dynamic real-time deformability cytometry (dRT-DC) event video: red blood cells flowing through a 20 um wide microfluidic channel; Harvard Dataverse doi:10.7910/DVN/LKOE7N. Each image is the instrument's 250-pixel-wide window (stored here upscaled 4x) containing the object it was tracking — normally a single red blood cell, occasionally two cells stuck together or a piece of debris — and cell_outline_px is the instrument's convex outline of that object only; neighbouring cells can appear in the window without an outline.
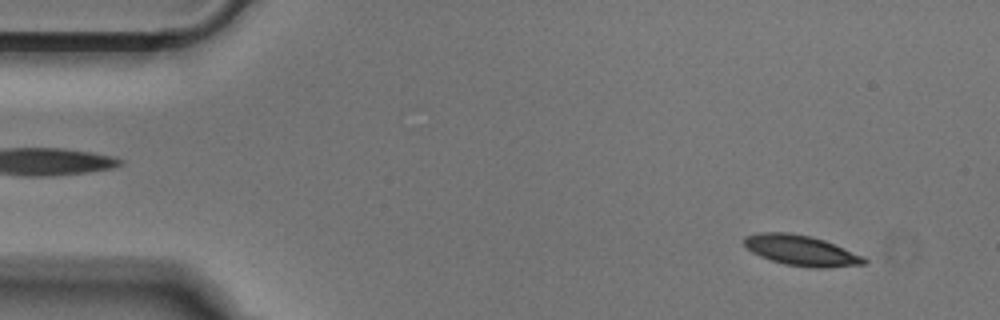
{"species": "Egyptian fruit bat (a non-hibernating species)", "species_latin": "Rousettus aegyptiacus", "temperature_condition": "cold", "stored_images_in_passage": 51, "camera_frame_rate_fps": 3000, "um_per_image_px": 0.085, "animal": {"sex": "male"}, "frame": {"image": 1, "passage_image": 4, "time_ms": 1.0, "image_size_px": [1000, 320], "cell_outline_px": [[868, 264], [828, 268], [812, 268], [784, 264], [760, 256], [752, 252], [744, 244], [744, 236], [760, 232], [788, 232], [808, 236], [824, 240], [864, 256], [868, 260]], "centroid_in_image_um": [68.13, 21.3], "position_along_channel_um": 16.9, "area_um2": 21.33}}
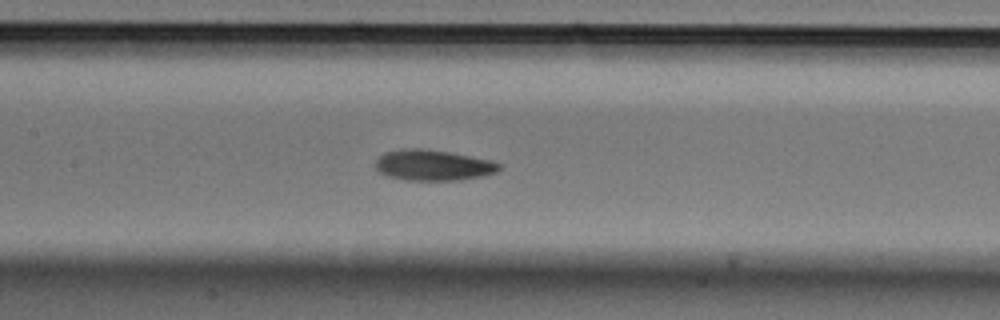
{"frame": {"image": 2, "passage_image": 23, "time_ms": 7.333, "image_size_px": [1000, 320], "cell_outline_px": [[500, 168], [496, 172], [484, 176], [460, 180], [404, 180], [388, 176], [380, 172], [376, 168], [376, 160], [384, 152], [404, 148], [424, 148], [452, 152], [488, 160], [500, 164]], "centroid_in_image_um": [36.79, 14.03], "position_along_channel_um": 170.6, "area_um2": 22.2}}
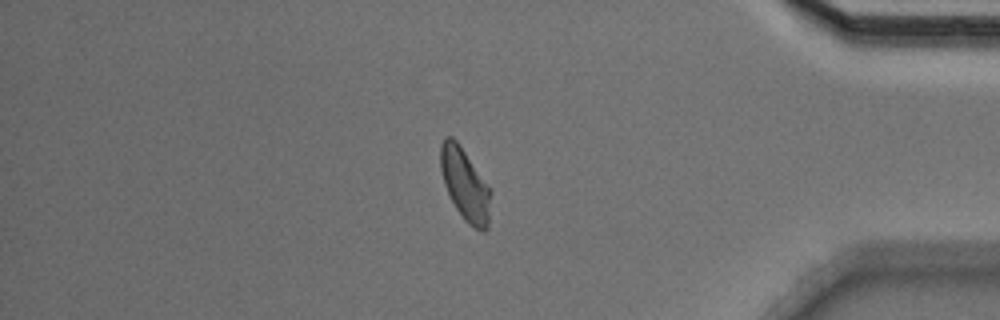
{"frame": {"image": 3, "passage_image": 43, "time_ms": 14.0, "image_size_px": [1000, 320], "cell_outline_px": [[492, 192], [488, 228], [484, 232], [480, 232], [472, 228], [464, 220], [456, 208], [444, 184], [440, 168], [440, 144], [444, 136], [452, 136], [460, 144]], "centroid_in_image_um": [39.53, 15.7], "position_along_channel_um": 395.7, "area_um2": 21.27}}